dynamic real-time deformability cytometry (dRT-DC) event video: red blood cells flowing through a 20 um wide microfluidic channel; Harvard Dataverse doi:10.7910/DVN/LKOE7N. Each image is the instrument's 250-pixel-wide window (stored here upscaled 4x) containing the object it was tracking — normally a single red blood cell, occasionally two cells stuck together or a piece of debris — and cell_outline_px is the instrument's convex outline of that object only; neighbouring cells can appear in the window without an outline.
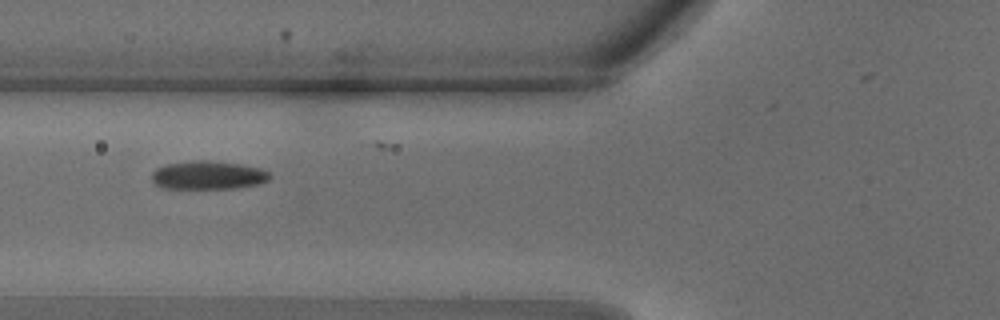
{"species": "common noctule bat (a hibernating species)", "species_latin": "Nyctalus noctula", "temperature_condition": "warm", "stored_images_in_passage": 21, "camera_frame_rate_fps": 3000, "um_per_image_px": 0.085, "animal": {"sex": "male", "body_mass_g": 18.8}, "frame": {"image": 1, "passage_image": 2, "time_ms": 0.333, "image_size_px": [1000, 320], "cell_outline_px": [[272, 176], [268, 180], [260, 184], [236, 188], [164, 188], [156, 184], [152, 180], [152, 172], [156, 168], [164, 164], [196, 160], [204, 160], [240, 164], [260, 168], [268, 172]], "centroid_in_image_um": [17.69, 14.89], "position_along_channel_um": 108.1, "area_um2": 19.54}}
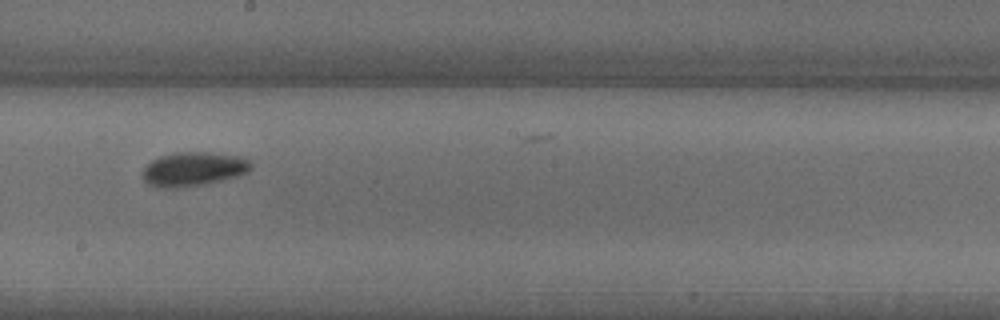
{"frame": {"image": 2, "passage_image": 8, "time_ms": 2.333, "image_size_px": [1000, 320], "cell_outline_px": [[252, 168], [248, 172], [240, 176], [204, 184], [180, 188], [160, 188], [148, 184], [140, 176], [140, 172], [152, 160], [160, 156], [172, 152], [208, 152], [244, 156], [252, 164]], "centroid_in_image_um": [16.44, 14.37], "position_along_channel_um": 231.8, "area_um2": 22.02}}
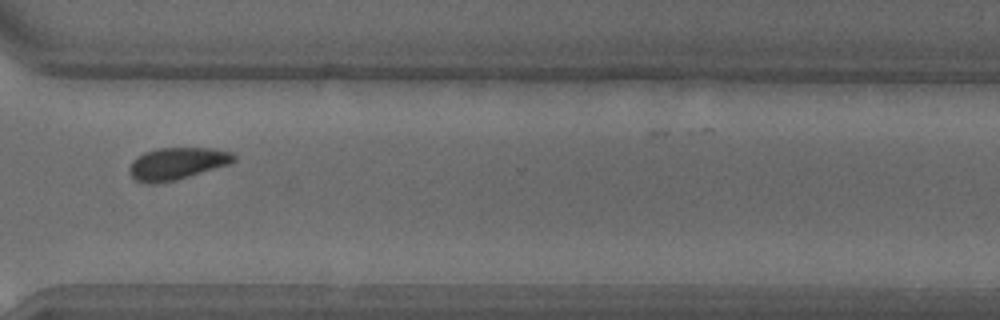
{"frame": {"image": 3, "passage_image": 14, "time_ms": 4.333, "image_size_px": [1000, 320], "cell_outline_px": [[236, 160], [228, 164], [176, 180], [152, 184], [148, 184], [136, 180], [132, 176], [128, 168], [132, 160], [144, 152], [156, 148], [212, 148], [232, 152], [236, 156]], "centroid_in_image_um": [15.03, 13.89], "position_along_channel_um": 355.6, "area_um2": 19.48}}